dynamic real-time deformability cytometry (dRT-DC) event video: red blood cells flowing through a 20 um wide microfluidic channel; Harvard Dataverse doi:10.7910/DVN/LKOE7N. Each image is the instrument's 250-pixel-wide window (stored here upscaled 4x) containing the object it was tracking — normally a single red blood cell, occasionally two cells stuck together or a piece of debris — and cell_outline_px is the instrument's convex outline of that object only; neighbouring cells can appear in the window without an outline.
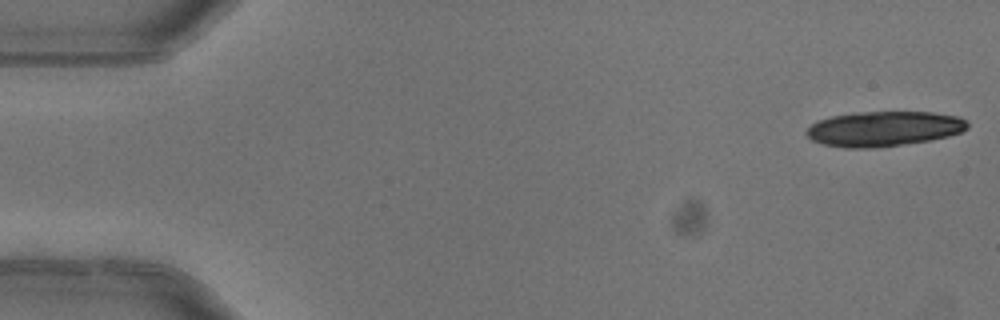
{"species": "common noctule bat (a hibernating species)", "species_latin": "Nyctalus noctula", "temperature_condition": "warm", "stored_images_in_passage": 6, "segment_of_instrument_passage": [2, 2], "camera_frame_rate_fps": 3000, "um_per_image_px": 0.085, "animal": {"sex": "female"}, "frame": {"image": 1, "passage_image": 6, "time_ms": 1.667, "image_size_px": [1000, 320], "cell_outline_px": [[968, 128], [960, 132], [948, 136], [932, 140], [872, 148], [844, 148], [824, 144], [812, 140], [804, 132], [812, 124], [820, 120], [832, 116], [856, 112], [932, 112], [960, 116], [968, 124]], "centroid_in_image_um": [75.13, 10.94], "position_along_channel_um": 9.9, "area_um2": 32.77}}